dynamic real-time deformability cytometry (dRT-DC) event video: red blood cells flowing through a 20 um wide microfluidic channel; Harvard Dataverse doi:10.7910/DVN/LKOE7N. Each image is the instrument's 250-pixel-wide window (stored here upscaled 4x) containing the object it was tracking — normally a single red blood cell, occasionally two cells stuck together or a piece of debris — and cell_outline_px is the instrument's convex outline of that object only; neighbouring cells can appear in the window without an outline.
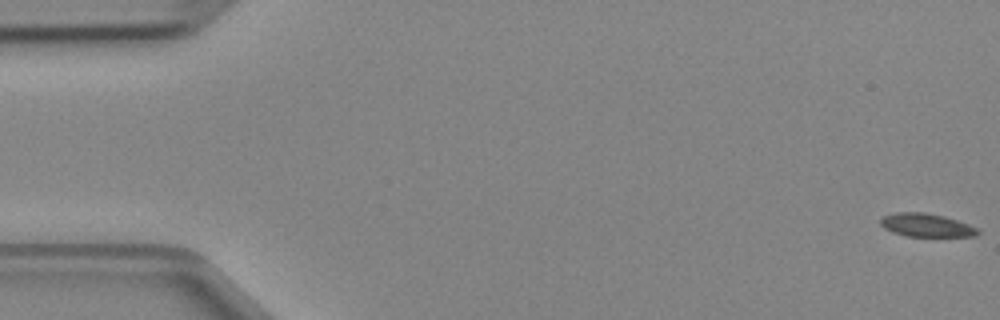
{"species": "Egyptian fruit bat (a non-hibernating species)", "species_latin": "Rousettus aegyptiacus", "temperature_condition": "cold", "stored_images_in_passage": 6, "camera_frame_rate_fps": 3000, "um_per_image_px": 0.085, "animal": {"sex": "female"}, "frame": {"image": 1, "passage_image": 1, "time_ms": 0.0, "image_size_px": [1000, 320], "cell_outline_px": [[980, 232], [976, 236], [904, 236], [892, 232], [884, 228], [880, 224], [880, 220], [884, 216], [896, 212], [924, 212], [944, 216], [980, 228]], "centroid_in_image_um": [78.75, 19.14], "position_along_channel_um": 6.3, "area_um2": 13.24}}
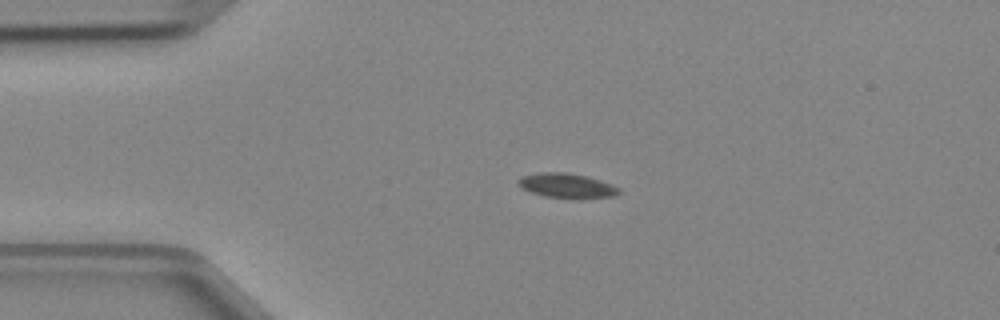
{"frame": {"image": 2, "passage_image": 4, "time_ms": 1.0, "image_size_px": [1000, 320], "cell_outline_px": [[620, 192], [612, 196], [572, 200], [544, 196], [532, 192], [516, 184], [516, 180], [520, 176], [540, 172], [568, 172], [588, 176], [612, 184], [620, 188]], "centroid_in_image_um": [48.17, 15.78], "position_along_channel_um": 36.8, "area_um2": 14.85}}